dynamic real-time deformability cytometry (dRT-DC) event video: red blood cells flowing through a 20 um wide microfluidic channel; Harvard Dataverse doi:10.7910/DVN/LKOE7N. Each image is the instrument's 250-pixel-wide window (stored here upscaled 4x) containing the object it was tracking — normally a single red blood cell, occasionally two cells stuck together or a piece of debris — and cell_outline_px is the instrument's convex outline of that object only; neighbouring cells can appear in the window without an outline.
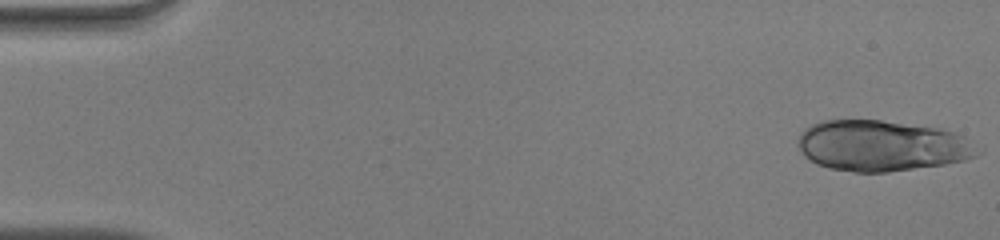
{"species": "human", "species_latin": "Homo sapiens", "temperature_condition": "warm", "stored_images_in_passage": 49, "camera_frame_rate_fps": 3000, "um_per_image_px": 0.085, "donor": {"sex": "male"}, "frame": {"image": 1, "passage_image": 1, "time_ms": 0.0, "image_size_px": [1000, 240], "cell_outline_px": [[984, 152], [976, 156], [964, 160], [944, 164], [888, 172], [852, 172], [828, 168], [816, 164], [804, 156], [800, 148], [800, 132], [804, 128], [812, 124], [824, 120], [880, 120], [940, 128], [964, 136], [984, 148]], "centroid_in_image_um": [75.01, 12.39], "position_along_channel_um": 10.0, "area_um2": 53.52}}
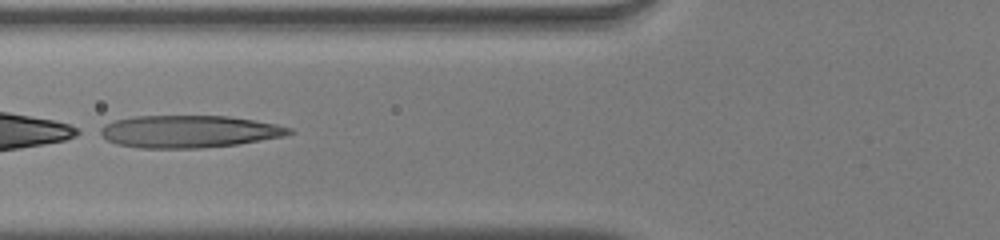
{"frame": {"image": 2, "passage_image": 20, "time_ms": 6.333, "image_size_px": [1000, 240], "cell_outline_px": [[296, 132], [284, 136], [240, 144], [200, 148], [140, 148], [116, 144], [108, 140], [96, 132], [96, 128], [104, 124], [116, 120], [136, 116], [228, 116], [256, 120], [276, 124], [292, 128]], "centroid_in_image_um": [16.05, 11.18], "position_along_channel_um": 109.8, "area_um2": 35.95}}
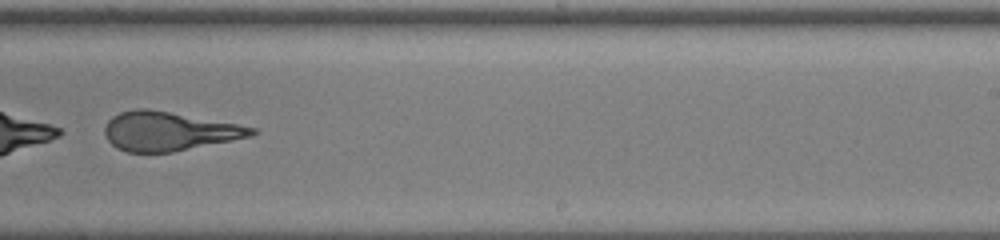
{"frame": {"image": 3, "passage_image": 32, "time_ms": 10.333, "image_size_px": [1000, 240], "cell_outline_px": [[260, 132], [252, 136], [172, 152], [128, 152], [116, 148], [108, 140], [104, 132], [104, 128], [108, 120], [112, 116], [120, 112], [136, 108], [148, 108], [236, 124], [256, 128]], "centroid_in_image_um": [14.32, 11.15], "position_along_channel_um": 274.7, "area_um2": 33.18}}